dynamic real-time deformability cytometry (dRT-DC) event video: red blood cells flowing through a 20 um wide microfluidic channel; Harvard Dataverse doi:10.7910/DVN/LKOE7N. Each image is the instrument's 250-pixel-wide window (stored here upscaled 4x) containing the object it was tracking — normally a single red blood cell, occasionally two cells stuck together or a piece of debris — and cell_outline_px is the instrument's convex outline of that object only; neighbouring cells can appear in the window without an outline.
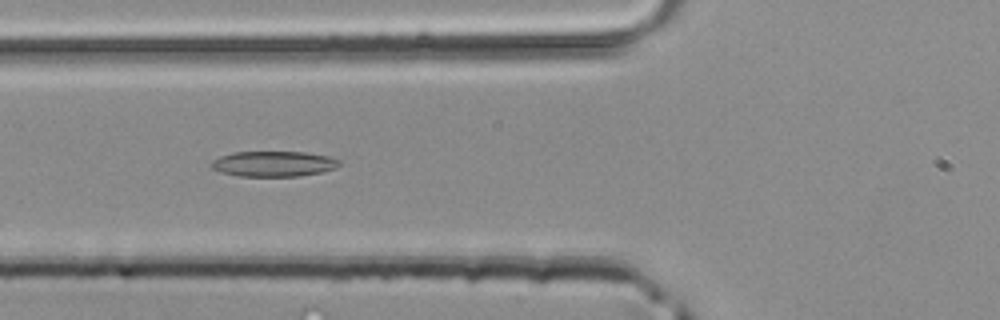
{"species": "common noctule bat (a hibernating species)", "species_latin": "Nyctalus noctula", "temperature_condition": "room temperature", "stored_images_in_passage": 33, "camera_frame_rate_fps": 3000, "um_per_image_px": 0.085, "animal": {"sex": "male", "body_mass_g": 20.4}, "frame": {"image": 1, "passage_image": 6, "time_ms": 1.667, "image_size_px": [1000, 320], "cell_outline_px": [[340, 164], [336, 168], [320, 172], [300, 176], [240, 176], [220, 172], [212, 168], [212, 160], [220, 156], [232, 152], [304, 152], [328, 156], [340, 160]], "centroid_in_image_um": [23.25, 13.92], "position_along_channel_um": 102.5, "area_um2": 18.9}}
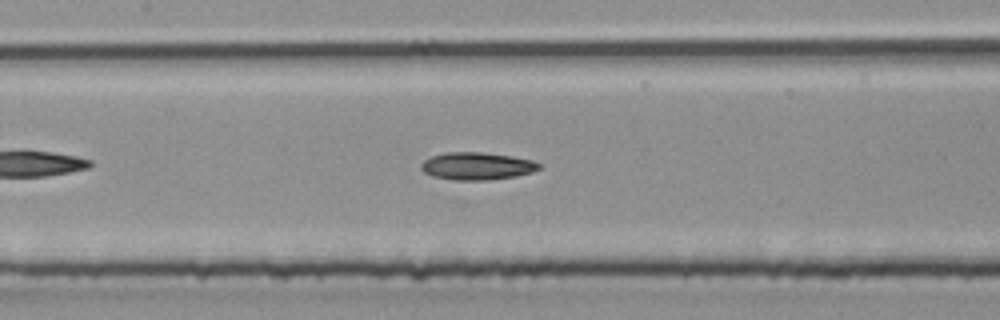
{"frame": {"image": 2, "passage_image": 10, "time_ms": 3.0, "image_size_px": [1000, 320], "cell_outline_px": [[540, 168], [532, 172], [516, 176], [488, 180], [456, 180], [432, 176], [424, 172], [420, 168], [420, 164], [424, 160], [432, 156], [448, 152], [480, 152], [512, 156], [532, 160], [540, 164]], "centroid_in_image_um": [40.53, 14.12], "position_along_channel_um": 166.9, "area_um2": 18.84}}
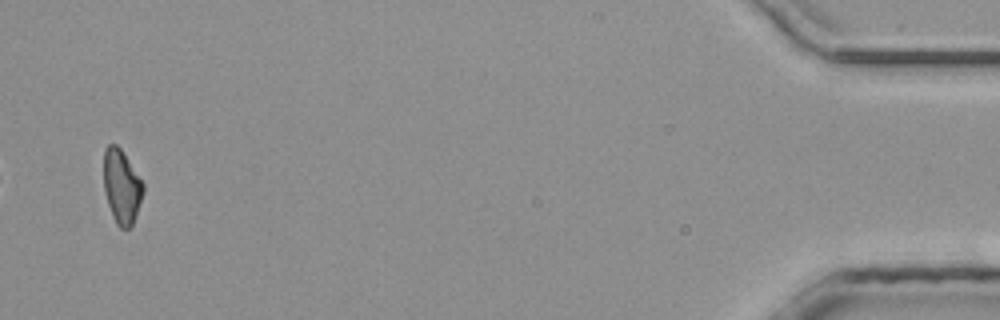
{"frame": {"image": 3, "passage_image": 32, "time_ms": 10.333, "image_size_px": [1000, 320], "cell_outline_px": [[144, 192], [132, 224], [128, 228], [120, 228], [116, 224], [112, 216], [104, 192], [104, 148], [108, 144], [116, 144], [120, 148], [144, 184]], "centroid_in_image_um": [10.32, 15.85], "position_along_channel_um": 424.9, "area_um2": 16.88}}